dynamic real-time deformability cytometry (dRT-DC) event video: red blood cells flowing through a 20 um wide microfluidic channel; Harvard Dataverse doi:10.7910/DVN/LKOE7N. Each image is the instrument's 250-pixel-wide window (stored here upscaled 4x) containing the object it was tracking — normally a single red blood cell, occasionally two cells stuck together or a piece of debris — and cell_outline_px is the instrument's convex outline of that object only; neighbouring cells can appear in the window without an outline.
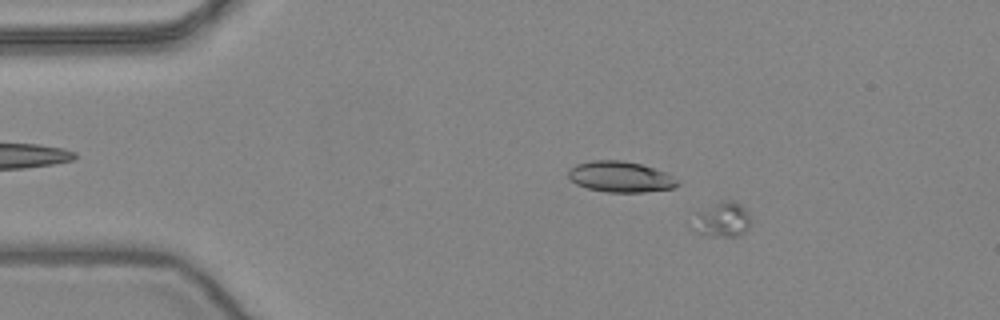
{"species": "common noctule bat (a hibernating species)", "species_latin": "Nyctalus noctula", "temperature_condition": "warm", "stored_images_in_passage": 54, "camera_frame_rate_fps": 3000, "um_per_image_px": 0.085, "animal": {"sex": "female", "body_mass_g": 24.6, "forearm_length_mm": 56.2}, "frame": {"image": 1, "passage_image": 8, "time_ms": 2.333, "image_size_px": [1000, 320], "cell_outline_px": [[752, 224], [744, 232], [736, 236], [708, 236], [696, 232], [688, 224], [696, 212], [720, 200], [736, 200], [748, 212]], "centroid_in_image_um": [61.33, 18.65], "position_along_channel_um": 23.7, "area_um2": 12.31}}
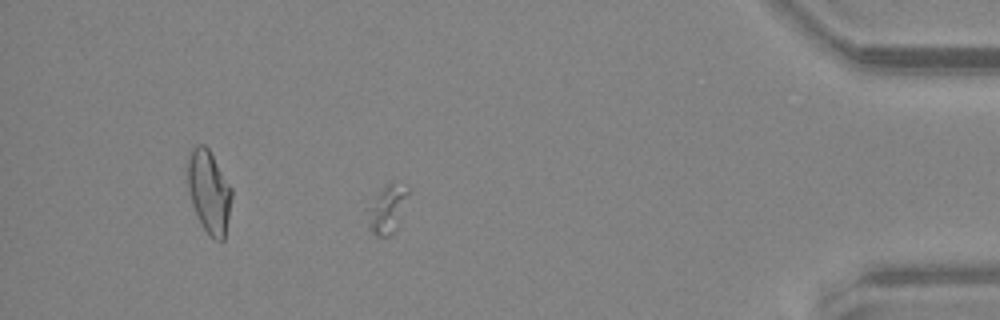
{"frame": {"image": 2, "passage_image": 47, "time_ms": 15.333, "image_size_px": [1000, 320], "cell_outline_px": [[408, 192], [396, 228], [388, 236], [376, 236], [372, 232], [368, 224], [368, 200], [388, 184], [392, 184]], "centroid_in_image_um": [32.8, 17.84], "position_along_channel_um": 402.4, "area_um2": 10.64}}